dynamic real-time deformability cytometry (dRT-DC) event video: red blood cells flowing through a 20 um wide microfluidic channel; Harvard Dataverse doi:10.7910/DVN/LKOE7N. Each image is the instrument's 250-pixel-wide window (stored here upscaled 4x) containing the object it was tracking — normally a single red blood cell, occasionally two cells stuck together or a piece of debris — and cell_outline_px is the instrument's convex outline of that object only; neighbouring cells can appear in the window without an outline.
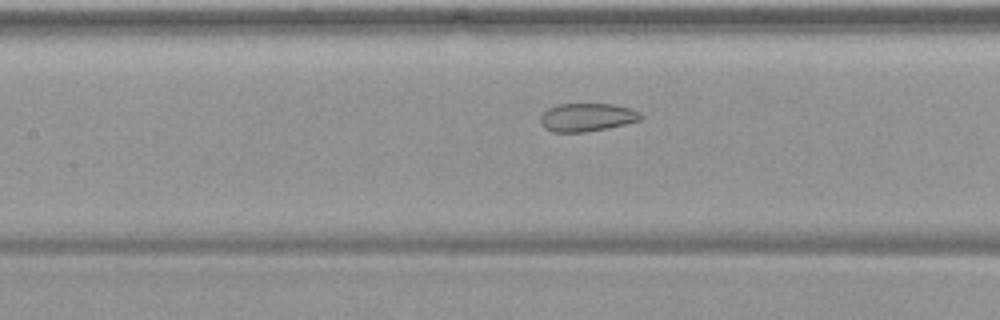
{"species": "common noctule bat (a hibernating species)", "species_latin": "Nyctalus noctula", "temperature_condition": "warm", "stored_images_in_passage": 54, "camera_frame_rate_fps": 3000, "um_per_image_px": 0.085, "animal": {"sex": "female", "body_mass_g": 19.9}, "frame": {"image": 1, "passage_image": 25, "time_ms": 8.0, "image_size_px": [1000, 320], "cell_outline_px": [[644, 116], [640, 120], [608, 128], [584, 132], [552, 132], [544, 128], [540, 124], [540, 116], [548, 108], [556, 104], [612, 104], [628, 108], [640, 112]], "centroid_in_image_um": [49.86, 9.97], "position_along_channel_um": 157.5, "area_um2": 16.53}}
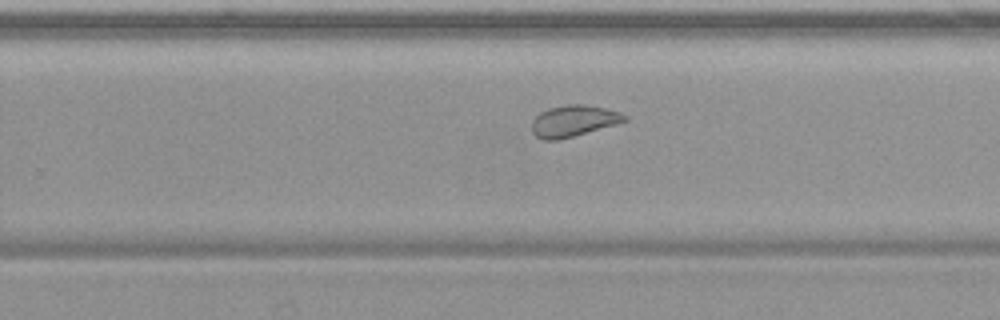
{"frame": {"image": 2, "passage_image": 35, "time_ms": 11.333, "image_size_px": [1000, 320], "cell_outline_px": [[628, 120], [616, 124], [572, 136], [556, 140], [544, 140], [536, 136], [532, 132], [532, 120], [540, 112], [548, 108], [568, 104], [584, 104], [604, 108], [620, 112], [628, 116]], "centroid_in_image_um": [48.74, 10.26], "position_along_channel_um": 281.1, "area_um2": 16.82}}
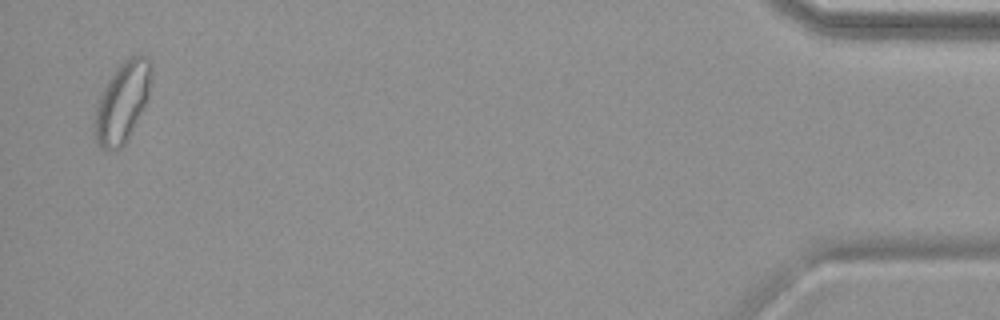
{"frame": {"image": 3, "passage_image": 53, "time_ms": 17.333, "image_size_px": [1000, 320], "cell_outline_px": [[152, 76], [148, 100], [124, 144], [120, 148], [100, 148], [96, 144], [92, 128], [92, 124], [96, 104], [100, 92], [116, 68], [128, 56], [148, 56], [152, 60]], "centroid_in_image_um": [10.38, 8.65], "position_along_channel_um": 424.8, "area_um2": 26.93}, "authors_computed_cell_mechanics": {"area_um2": 21.964, "velocity_mm_per_s": 3.7287, "shape_relaxation_time_tau1_ms": null, "shape_relaxation_time_tau2_ms": 1.1876, "deformation_change_tau1": null, "deformation_change_tau2": 0.0709}}